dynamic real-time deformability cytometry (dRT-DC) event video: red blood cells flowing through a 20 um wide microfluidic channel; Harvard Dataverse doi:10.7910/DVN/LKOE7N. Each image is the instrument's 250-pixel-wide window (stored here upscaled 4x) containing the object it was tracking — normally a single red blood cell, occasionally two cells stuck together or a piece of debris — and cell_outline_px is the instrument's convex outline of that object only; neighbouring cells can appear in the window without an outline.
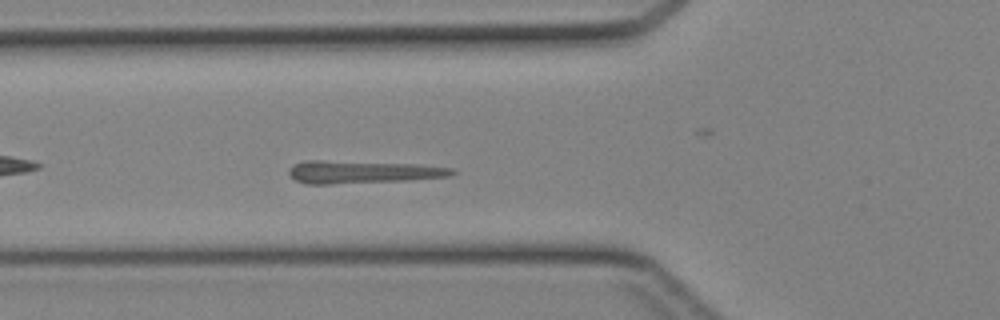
{"species": "Egyptian fruit bat (a non-hibernating species)", "species_latin": "Rousettus aegyptiacus", "temperature_condition": "cold", "stored_images_in_passage": 40, "camera_frame_rate_fps": 3000, "um_per_image_px": 0.085, "animal": {"sex": "female"}, "frame": {"image": 1, "passage_image": 11, "time_ms": 3.333, "image_size_px": [1000, 320], "cell_outline_px": [[456, 172], [448, 176], [408, 180], [332, 184], [304, 184], [296, 180], [288, 172], [288, 168], [292, 164], [304, 160], [324, 160], [416, 164], [452, 168]], "centroid_in_image_um": [30.73, 14.61], "position_along_channel_um": 95.1, "area_um2": 21.62}}
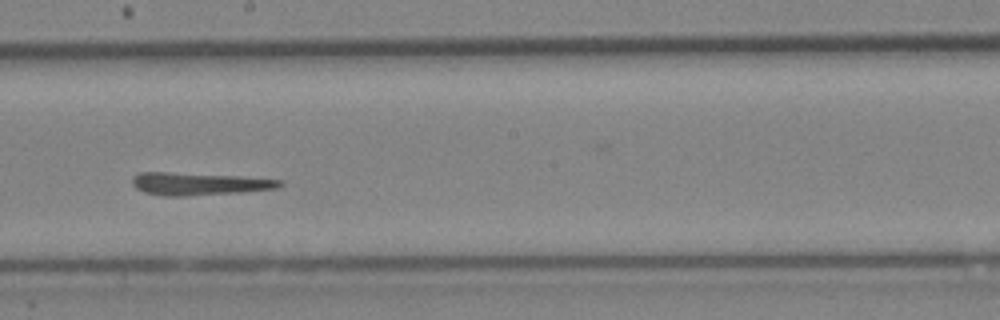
{"frame": {"image": 2, "passage_image": 20, "time_ms": 6.333, "image_size_px": [1000, 320], "cell_outline_px": [[284, 184], [276, 188], [240, 192], [184, 196], [164, 196], [144, 192], [136, 188], [132, 184], [132, 176], [140, 172], [168, 172], [240, 176], [284, 180]], "centroid_in_image_um": [16.89, 15.62], "position_along_channel_um": 231.3, "area_um2": 19.42}}
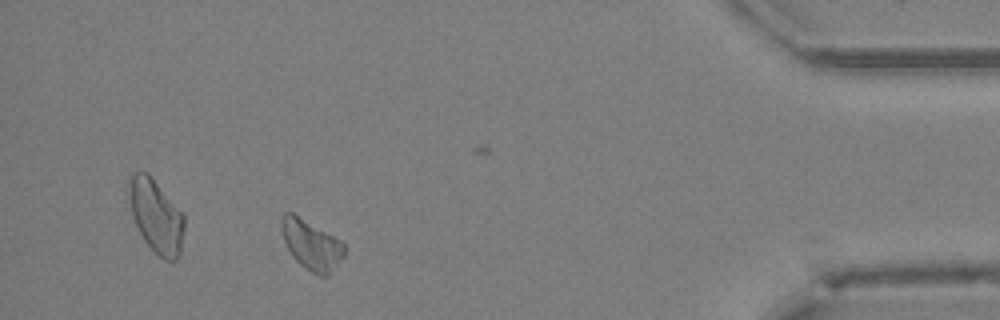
{"frame": {"image": 3, "passage_image": 35, "time_ms": 11.333, "image_size_px": [1000, 320], "cell_outline_px": [[344, 256], [324, 276], [320, 276], [304, 268], [292, 256], [284, 240], [280, 228], [280, 220], [284, 212], [292, 212], [344, 240]], "centroid_in_image_um": [26.45, 20.74], "position_along_channel_um": 408.7, "area_um2": 18.26}}